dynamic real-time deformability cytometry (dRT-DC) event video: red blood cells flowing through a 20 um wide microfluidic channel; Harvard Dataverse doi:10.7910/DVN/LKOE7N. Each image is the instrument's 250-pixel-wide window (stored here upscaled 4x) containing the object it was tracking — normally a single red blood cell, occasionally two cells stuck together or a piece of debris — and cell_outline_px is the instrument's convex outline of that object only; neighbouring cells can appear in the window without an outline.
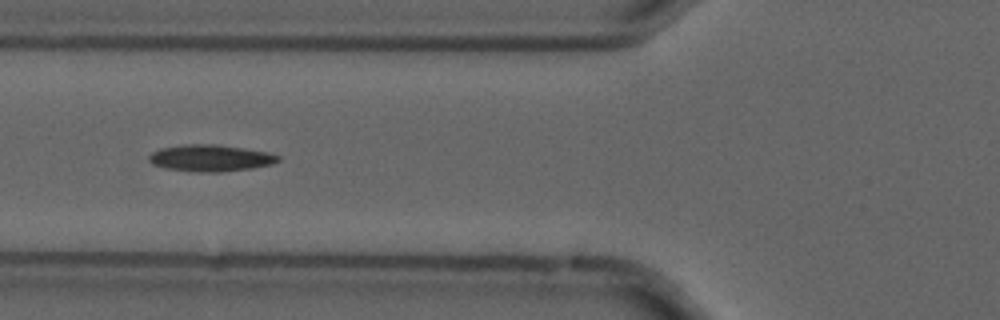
{"species": "common noctule bat (a hibernating species)", "species_latin": "Nyctalus noctula", "temperature_condition": "cold", "stored_images_in_passage": 25, "camera_frame_rate_fps": 3000, "um_per_image_px": 0.085, "animal": {"sex": "male", "forearm_length_mm": 52.5}, "frame": {"image": 1, "passage_image": 6, "time_ms": 1.667, "image_size_px": [1000, 320], "cell_outline_px": [[280, 160], [272, 164], [252, 168], [220, 172], [200, 172], [164, 168], [152, 164], [148, 160], [148, 156], [152, 152], [160, 148], [184, 144], [216, 144], [244, 148], [268, 152], [280, 156]], "centroid_in_image_um": [17.88, 13.43], "position_along_channel_um": 107.9, "area_um2": 20.17}}
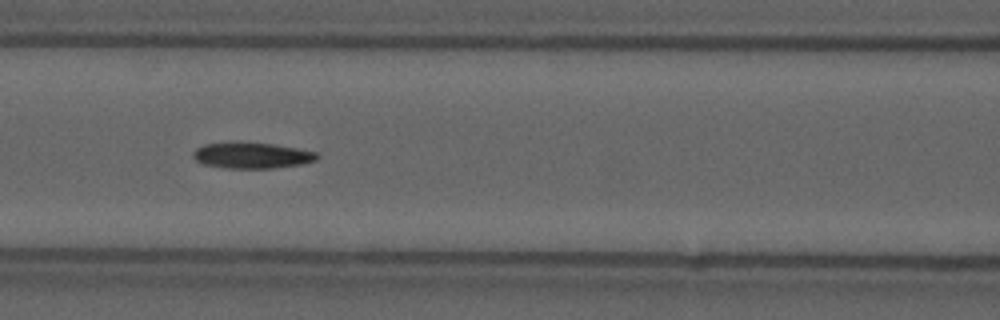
{"frame": {"image": 2, "passage_image": 9, "time_ms": 2.667, "image_size_px": [1000, 320], "cell_outline_px": [[320, 156], [316, 160], [304, 164], [276, 168], [224, 168], [204, 164], [196, 160], [192, 156], [192, 152], [196, 148], [204, 144], [272, 144], [296, 148], [316, 152]], "centroid_in_image_um": [21.45, 13.25], "position_along_channel_um": 145.2, "area_um2": 18.26}}